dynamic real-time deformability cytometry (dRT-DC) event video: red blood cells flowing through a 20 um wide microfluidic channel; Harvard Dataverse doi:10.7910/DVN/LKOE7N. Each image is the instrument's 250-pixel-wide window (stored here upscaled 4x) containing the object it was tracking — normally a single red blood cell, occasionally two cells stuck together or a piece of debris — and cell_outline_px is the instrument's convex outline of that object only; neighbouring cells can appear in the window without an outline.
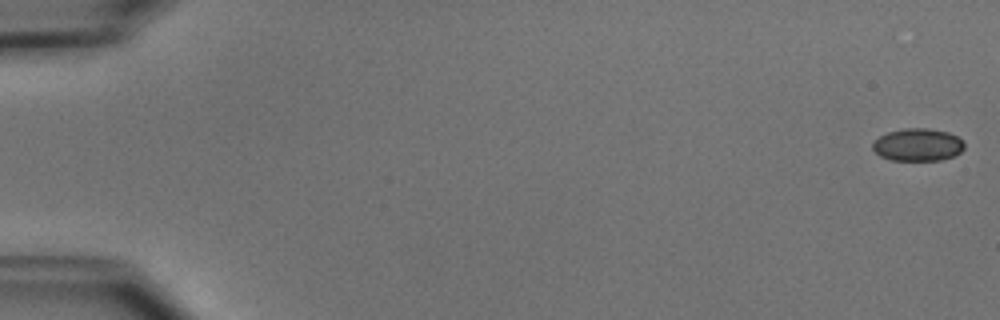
{"species": "common noctule bat (a hibernating species)", "species_latin": "Nyctalus noctula", "temperature_condition": "cold", "stored_images_in_passage": 52, "camera_frame_rate_fps": 3000, "um_per_image_px": 0.085, "animal": {"sex": "male", "body_mass_g": 15.6}, "frame": {"image": 1, "passage_image": 1, "time_ms": 0.0, "image_size_px": [1000, 320], "cell_outline_px": [[964, 148], [960, 152], [952, 156], [940, 160], [892, 160], [880, 156], [872, 148], [872, 140], [888, 132], [904, 128], [928, 128], [948, 132], [964, 140]], "centroid_in_image_um": [78.0, 12.29], "position_along_channel_um": 7.0, "area_um2": 17.46}}
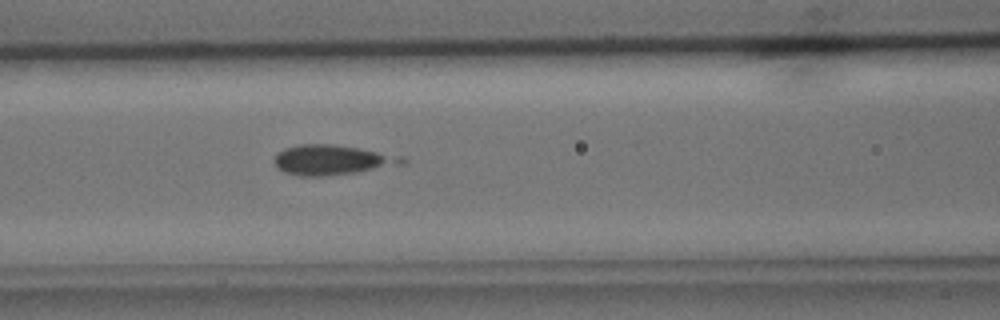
{"frame": {"image": 2, "passage_image": 23, "time_ms": 7.333, "image_size_px": [1000, 320], "cell_outline_px": [[408, 164], [356, 172], [320, 176], [300, 176], [284, 172], [276, 168], [272, 160], [276, 152], [284, 148], [300, 144], [332, 144], [360, 148], [408, 156]], "centroid_in_image_um": [28.28, 13.58], "position_along_channel_um": 138.3, "area_um2": 22.89}}
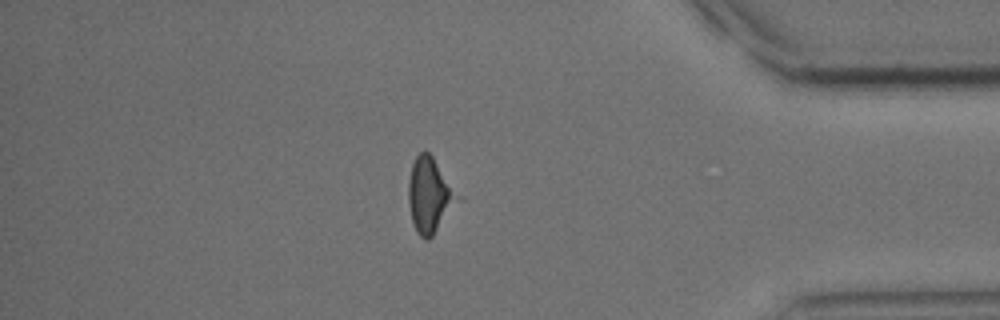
{"frame": {"image": 3, "passage_image": 45, "time_ms": 14.667, "image_size_px": [1000, 320], "cell_outline_px": [[448, 196], [436, 228], [432, 236], [428, 240], [424, 240], [416, 232], [412, 220], [408, 204], [408, 180], [412, 164], [416, 156], [420, 152], [428, 152], [432, 156], [448, 188]], "centroid_in_image_um": [36.22, 16.56], "position_along_channel_um": 399.0, "area_um2": 18.03}}